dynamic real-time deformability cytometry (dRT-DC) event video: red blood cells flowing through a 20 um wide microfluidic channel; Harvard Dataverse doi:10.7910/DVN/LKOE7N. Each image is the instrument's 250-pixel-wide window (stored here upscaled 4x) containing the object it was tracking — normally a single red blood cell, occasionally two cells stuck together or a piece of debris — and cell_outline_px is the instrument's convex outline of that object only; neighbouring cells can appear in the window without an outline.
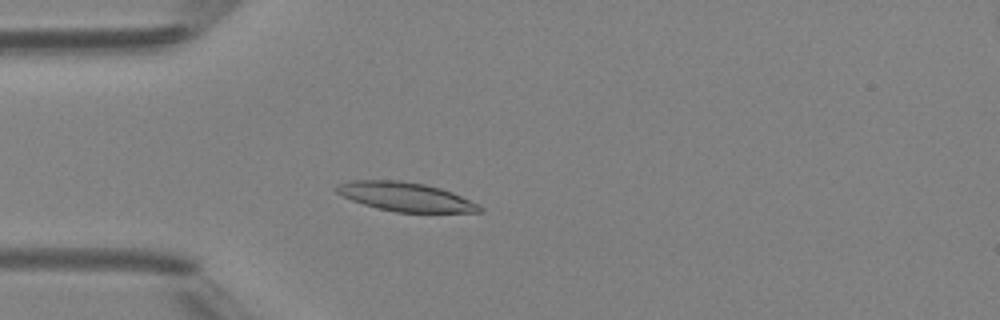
{"species": "Egyptian fruit bat (a non-hibernating species)", "species_latin": "Rousettus aegyptiacus", "temperature_condition": "room temperature", "stored_images_in_passage": 4, "camera_frame_rate_fps": 3000, "um_per_image_px": 0.085, "animal": {"sex": "female"}, "frame": {"image": 1, "passage_image": 4, "time_ms": 3.333, "image_size_px": [1000, 320], "cell_outline_px": [[484, 212], [396, 212], [376, 208], [352, 200], [336, 192], [332, 188], [336, 184], [352, 180], [400, 180], [424, 184], [440, 188], [452, 192], [484, 208]], "centroid_in_image_um": [34.42, 16.72], "position_along_channel_um": 50.6, "area_um2": 24.04}}